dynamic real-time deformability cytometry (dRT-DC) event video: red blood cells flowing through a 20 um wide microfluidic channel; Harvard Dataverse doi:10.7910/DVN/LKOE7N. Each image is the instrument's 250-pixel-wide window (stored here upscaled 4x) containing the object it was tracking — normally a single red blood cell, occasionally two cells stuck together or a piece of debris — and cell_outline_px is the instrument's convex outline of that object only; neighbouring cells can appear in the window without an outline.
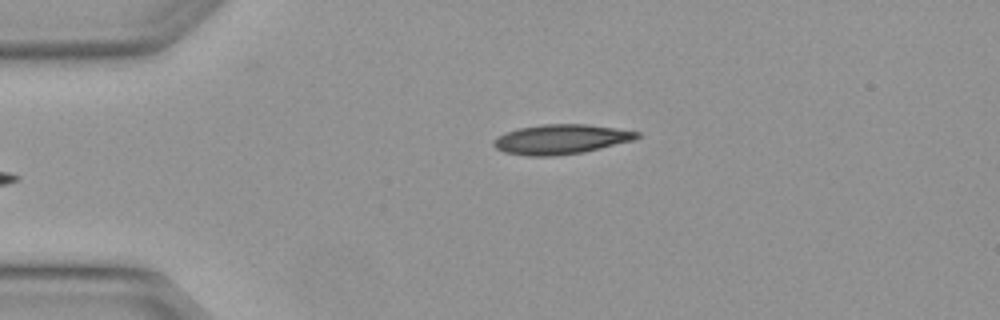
{"species": "Egyptian fruit bat (a non-hibernating species)", "species_latin": "Rousettus aegyptiacus", "temperature_condition": "warm", "stored_images_in_passage": 3, "camera_frame_rate_fps": 3000, "um_per_image_px": 0.085, "animal": {"sex": "female"}, "frame": {"image": 1, "passage_image": 3, "time_ms": 0.667, "image_size_px": [1000, 320], "cell_outline_px": [[640, 136], [632, 140], [584, 152], [552, 156], [528, 156], [504, 152], [496, 148], [492, 144], [496, 136], [520, 128], [544, 124], [588, 124], [616, 128], [640, 132]], "centroid_in_image_um": [47.67, 11.84], "position_along_channel_um": 37.3, "area_um2": 24.62}}